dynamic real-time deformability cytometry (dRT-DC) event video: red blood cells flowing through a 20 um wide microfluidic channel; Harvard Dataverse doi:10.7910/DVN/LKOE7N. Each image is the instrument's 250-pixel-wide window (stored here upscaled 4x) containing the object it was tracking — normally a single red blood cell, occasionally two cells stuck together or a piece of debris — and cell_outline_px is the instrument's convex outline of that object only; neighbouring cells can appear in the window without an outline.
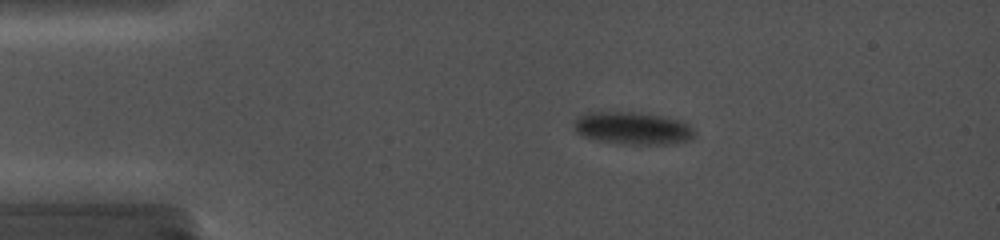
{"species": "common noctule bat (a hibernating species)", "species_latin": "Nyctalus noctula", "temperature_condition": "cold", "stored_images_in_passage": 75, "camera_frame_rate_fps": 5000, "um_per_image_px": 0.085, "animal": {"sex": "female", "body_mass_g": 19.0, "forearm_length_mm": 56.7}, "frame": {"image": 1, "passage_image": 13, "time_ms": 3.2, "image_size_px": [1000, 240], "cell_outline_px": [[696, 136], [692, 140], [668, 144], [624, 144], [600, 140], [584, 136], [576, 132], [576, 120], [580, 116], [588, 112], [636, 112], [664, 116], [688, 124], [696, 132]], "centroid_in_image_um": [53.85, 10.9], "position_along_channel_um": 31.1, "area_um2": 22.6}}
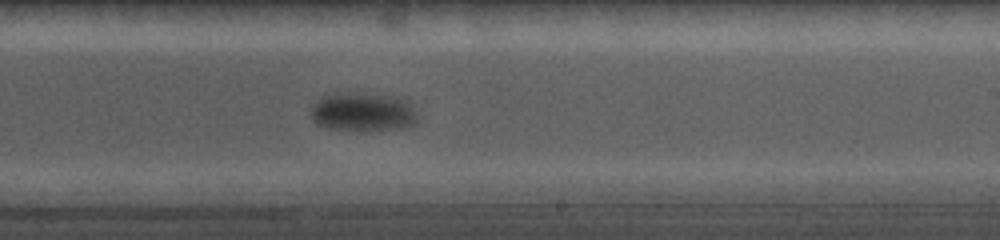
{"frame": {"image": 2, "passage_image": 40, "time_ms": 11.0, "image_size_px": [1000, 240], "cell_outline_px": [[416, 120], [412, 124], [396, 128], [336, 128], [320, 124], [312, 116], [312, 104], [316, 100], [332, 92], [348, 92], [388, 96], [412, 100], [416, 112]], "centroid_in_image_um": [30.87, 9.44], "position_along_channel_um": 258.1, "area_um2": 23.18}}
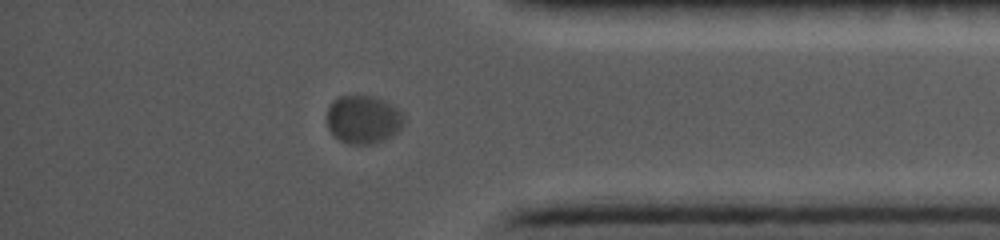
{"frame": {"image": 3, "passage_image": 62, "time_ms": 15.2, "image_size_px": [1000, 240], "cell_outline_px": [[404, 120], [400, 128], [396, 132], [384, 140], [372, 144], [352, 144], [340, 140], [328, 128], [328, 108], [332, 100], [336, 96], [376, 96], [384, 100], [396, 108], [400, 112]], "centroid_in_image_um": [30.86, 10.14], "position_along_channel_um": 404.3, "area_um2": 21.39}}